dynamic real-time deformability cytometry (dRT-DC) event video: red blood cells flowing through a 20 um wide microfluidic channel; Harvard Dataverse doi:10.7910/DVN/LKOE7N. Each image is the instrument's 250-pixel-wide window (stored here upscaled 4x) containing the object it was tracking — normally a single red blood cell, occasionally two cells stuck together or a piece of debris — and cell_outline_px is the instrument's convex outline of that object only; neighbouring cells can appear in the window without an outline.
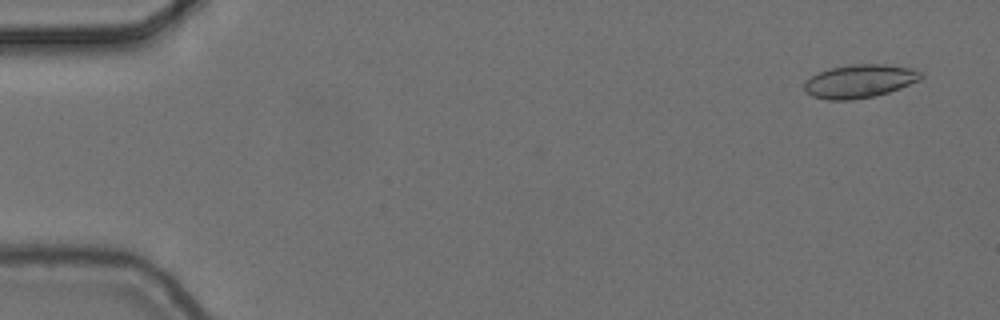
{"species": "common noctule bat (a hibernating species)", "species_latin": "Nyctalus noctula", "temperature_condition": "cold", "stored_images_in_passage": 5, "camera_frame_rate_fps": 3000, "um_per_image_px": 0.085, "animal": {"sex": "female", "body_mass_g": 24.6, "forearm_length_mm": 56.2}, "frame": {"image": 1, "passage_image": 1, "time_ms": 0.0, "image_size_px": [1000, 320], "cell_outline_px": [[924, 76], [920, 80], [900, 88], [888, 92], [872, 96], [852, 100], [828, 100], [812, 96], [804, 92], [804, 84], [812, 76], [828, 68], [852, 64], [884, 64], [912, 68], [924, 72]], "centroid_in_image_um": [73.09, 6.89], "position_along_channel_um": 11.9, "area_um2": 22.72}}
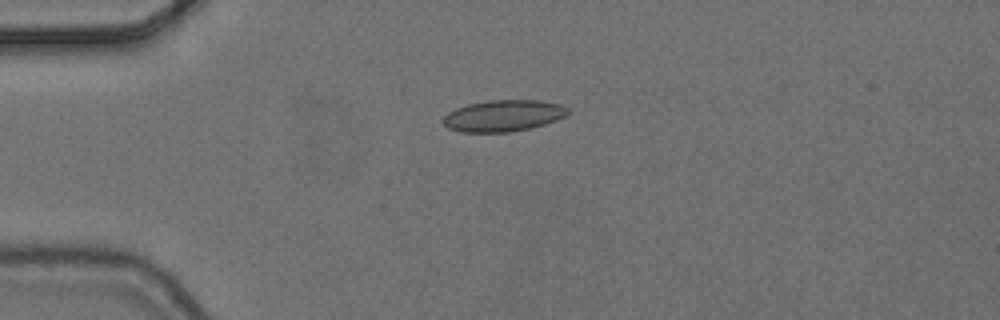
{"frame": {"image": 2, "passage_image": 4, "time_ms": 1.0, "image_size_px": [1000, 320], "cell_outline_px": [[568, 112], [564, 116], [556, 120], [544, 124], [528, 128], [508, 132], [460, 132], [448, 128], [440, 120], [448, 112], [456, 108], [468, 104], [488, 100], [540, 100], [560, 104], [568, 108]], "centroid_in_image_um": [42.74, 9.83], "position_along_channel_um": 42.3, "area_um2": 22.83}}